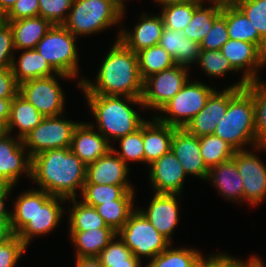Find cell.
<instances>
[{
  "label": "cell",
  "instance_id": "obj_45",
  "mask_svg": "<svg viewBox=\"0 0 266 267\" xmlns=\"http://www.w3.org/2000/svg\"><path fill=\"white\" fill-rule=\"evenodd\" d=\"M132 256L133 253L130 249L118 235H115L109 244L100 252L98 258L101 264H119L127 263V260Z\"/></svg>",
  "mask_w": 266,
  "mask_h": 267
},
{
  "label": "cell",
  "instance_id": "obj_12",
  "mask_svg": "<svg viewBox=\"0 0 266 267\" xmlns=\"http://www.w3.org/2000/svg\"><path fill=\"white\" fill-rule=\"evenodd\" d=\"M189 68L174 65L143 81L142 103L144 109L160 111L189 81Z\"/></svg>",
  "mask_w": 266,
  "mask_h": 267
},
{
  "label": "cell",
  "instance_id": "obj_21",
  "mask_svg": "<svg viewBox=\"0 0 266 267\" xmlns=\"http://www.w3.org/2000/svg\"><path fill=\"white\" fill-rule=\"evenodd\" d=\"M164 23L161 15H141L139 23L135 25L133 31H127L123 27L120 29L117 39H119L128 49L137 53L143 49L156 46L161 39Z\"/></svg>",
  "mask_w": 266,
  "mask_h": 267
},
{
  "label": "cell",
  "instance_id": "obj_4",
  "mask_svg": "<svg viewBox=\"0 0 266 267\" xmlns=\"http://www.w3.org/2000/svg\"><path fill=\"white\" fill-rule=\"evenodd\" d=\"M85 98L97 123V131L108 141L137 131L147 121L131 107L135 104L144 108L141 98L94 94H85Z\"/></svg>",
  "mask_w": 266,
  "mask_h": 267
},
{
  "label": "cell",
  "instance_id": "obj_55",
  "mask_svg": "<svg viewBox=\"0 0 266 267\" xmlns=\"http://www.w3.org/2000/svg\"><path fill=\"white\" fill-rule=\"evenodd\" d=\"M142 261L136 258L134 255L127 260V263L119 264H102L104 267H141Z\"/></svg>",
  "mask_w": 266,
  "mask_h": 267
},
{
  "label": "cell",
  "instance_id": "obj_16",
  "mask_svg": "<svg viewBox=\"0 0 266 267\" xmlns=\"http://www.w3.org/2000/svg\"><path fill=\"white\" fill-rule=\"evenodd\" d=\"M223 56L248 83L260 81L259 69L266 65V54L255 44L229 39L221 48Z\"/></svg>",
  "mask_w": 266,
  "mask_h": 267
},
{
  "label": "cell",
  "instance_id": "obj_27",
  "mask_svg": "<svg viewBox=\"0 0 266 267\" xmlns=\"http://www.w3.org/2000/svg\"><path fill=\"white\" fill-rule=\"evenodd\" d=\"M44 116L19 93L13 98L10 108V116L6 125V133L12 134L14 129L19 132L16 138L23 140L34 128H36Z\"/></svg>",
  "mask_w": 266,
  "mask_h": 267
},
{
  "label": "cell",
  "instance_id": "obj_1",
  "mask_svg": "<svg viewBox=\"0 0 266 267\" xmlns=\"http://www.w3.org/2000/svg\"><path fill=\"white\" fill-rule=\"evenodd\" d=\"M78 86L84 94L115 95L141 98L143 80L138 67L137 54L119 39L108 51L96 76V83L82 77Z\"/></svg>",
  "mask_w": 266,
  "mask_h": 267
},
{
  "label": "cell",
  "instance_id": "obj_30",
  "mask_svg": "<svg viewBox=\"0 0 266 267\" xmlns=\"http://www.w3.org/2000/svg\"><path fill=\"white\" fill-rule=\"evenodd\" d=\"M23 51L17 60L13 59L12 72L16 82L21 84L30 79L49 77L57 72L40 56L36 49L21 50Z\"/></svg>",
  "mask_w": 266,
  "mask_h": 267
},
{
  "label": "cell",
  "instance_id": "obj_34",
  "mask_svg": "<svg viewBox=\"0 0 266 267\" xmlns=\"http://www.w3.org/2000/svg\"><path fill=\"white\" fill-rule=\"evenodd\" d=\"M72 201V208H69V231H88L99 228H111L107 226L103 218L98 214L95 207L77 201L76 198H69Z\"/></svg>",
  "mask_w": 266,
  "mask_h": 267
},
{
  "label": "cell",
  "instance_id": "obj_49",
  "mask_svg": "<svg viewBox=\"0 0 266 267\" xmlns=\"http://www.w3.org/2000/svg\"><path fill=\"white\" fill-rule=\"evenodd\" d=\"M39 16V0H17L3 20H20Z\"/></svg>",
  "mask_w": 266,
  "mask_h": 267
},
{
  "label": "cell",
  "instance_id": "obj_22",
  "mask_svg": "<svg viewBox=\"0 0 266 267\" xmlns=\"http://www.w3.org/2000/svg\"><path fill=\"white\" fill-rule=\"evenodd\" d=\"M129 167L111 149L106 155L87 165L85 183L97 185H131Z\"/></svg>",
  "mask_w": 266,
  "mask_h": 267
},
{
  "label": "cell",
  "instance_id": "obj_58",
  "mask_svg": "<svg viewBox=\"0 0 266 267\" xmlns=\"http://www.w3.org/2000/svg\"><path fill=\"white\" fill-rule=\"evenodd\" d=\"M202 2L205 3V1L207 2H218V3H221V4H231V3H234L236 0H200Z\"/></svg>",
  "mask_w": 266,
  "mask_h": 267
},
{
  "label": "cell",
  "instance_id": "obj_50",
  "mask_svg": "<svg viewBox=\"0 0 266 267\" xmlns=\"http://www.w3.org/2000/svg\"><path fill=\"white\" fill-rule=\"evenodd\" d=\"M19 93V84L16 82L12 68L0 69V98L13 99Z\"/></svg>",
  "mask_w": 266,
  "mask_h": 267
},
{
  "label": "cell",
  "instance_id": "obj_20",
  "mask_svg": "<svg viewBox=\"0 0 266 267\" xmlns=\"http://www.w3.org/2000/svg\"><path fill=\"white\" fill-rule=\"evenodd\" d=\"M95 127L92 122L91 124L79 122L72 135L70 150L86 166L112 149L111 141H108Z\"/></svg>",
  "mask_w": 266,
  "mask_h": 267
},
{
  "label": "cell",
  "instance_id": "obj_10",
  "mask_svg": "<svg viewBox=\"0 0 266 267\" xmlns=\"http://www.w3.org/2000/svg\"><path fill=\"white\" fill-rule=\"evenodd\" d=\"M63 118L62 115L43 117L40 124L23 138L22 143L31 158L46 150L70 148L73 131L79 122Z\"/></svg>",
  "mask_w": 266,
  "mask_h": 267
},
{
  "label": "cell",
  "instance_id": "obj_40",
  "mask_svg": "<svg viewBox=\"0 0 266 267\" xmlns=\"http://www.w3.org/2000/svg\"><path fill=\"white\" fill-rule=\"evenodd\" d=\"M117 141L120 144L121 150L117 151L113 147L114 145H112V150L125 164H127V161L145 163L143 125L137 131L121 137Z\"/></svg>",
  "mask_w": 266,
  "mask_h": 267
},
{
  "label": "cell",
  "instance_id": "obj_31",
  "mask_svg": "<svg viewBox=\"0 0 266 267\" xmlns=\"http://www.w3.org/2000/svg\"><path fill=\"white\" fill-rule=\"evenodd\" d=\"M133 185H97L92 183H84L81 193L85 204L90 206L101 205L112 200H134Z\"/></svg>",
  "mask_w": 266,
  "mask_h": 267
},
{
  "label": "cell",
  "instance_id": "obj_9",
  "mask_svg": "<svg viewBox=\"0 0 266 267\" xmlns=\"http://www.w3.org/2000/svg\"><path fill=\"white\" fill-rule=\"evenodd\" d=\"M117 235L139 260L142 256L151 260L171 244L138 209L130 214Z\"/></svg>",
  "mask_w": 266,
  "mask_h": 267
},
{
  "label": "cell",
  "instance_id": "obj_25",
  "mask_svg": "<svg viewBox=\"0 0 266 267\" xmlns=\"http://www.w3.org/2000/svg\"><path fill=\"white\" fill-rule=\"evenodd\" d=\"M170 54L176 65L190 68V65L197 62L200 55V45L192 41L182 33L164 27L161 39L158 43Z\"/></svg>",
  "mask_w": 266,
  "mask_h": 267
},
{
  "label": "cell",
  "instance_id": "obj_42",
  "mask_svg": "<svg viewBox=\"0 0 266 267\" xmlns=\"http://www.w3.org/2000/svg\"><path fill=\"white\" fill-rule=\"evenodd\" d=\"M234 4L247 16L266 41V0H236Z\"/></svg>",
  "mask_w": 266,
  "mask_h": 267
},
{
  "label": "cell",
  "instance_id": "obj_36",
  "mask_svg": "<svg viewBox=\"0 0 266 267\" xmlns=\"http://www.w3.org/2000/svg\"><path fill=\"white\" fill-rule=\"evenodd\" d=\"M200 153L208 169L230 160L235 149L220 137L210 134L199 137Z\"/></svg>",
  "mask_w": 266,
  "mask_h": 267
},
{
  "label": "cell",
  "instance_id": "obj_7",
  "mask_svg": "<svg viewBox=\"0 0 266 267\" xmlns=\"http://www.w3.org/2000/svg\"><path fill=\"white\" fill-rule=\"evenodd\" d=\"M76 39L64 25H53L35 49L57 73L74 79L79 76Z\"/></svg>",
  "mask_w": 266,
  "mask_h": 267
},
{
  "label": "cell",
  "instance_id": "obj_46",
  "mask_svg": "<svg viewBox=\"0 0 266 267\" xmlns=\"http://www.w3.org/2000/svg\"><path fill=\"white\" fill-rule=\"evenodd\" d=\"M27 246L15 234L0 244V267H16Z\"/></svg>",
  "mask_w": 266,
  "mask_h": 267
},
{
  "label": "cell",
  "instance_id": "obj_39",
  "mask_svg": "<svg viewBox=\"0 0 266 267\" xmlns=\"http://www.w3.org/2000/svg\"><path fill=\"white\" fill-rule=\"evenodd\" d=\"M245 88L253 96L257 144L266 146V88L261 80L250 82Z\"/></svg>",
  "mask_w": 266,
  "mask_h": 267
},
{
  "label": "cell",
  "instance_id": "obj_47",
  "mask_svg": "<svg viewBox=\"0 0 266 267\" xmlns=\"http://www.w3.org/2000/svg\"><path fill=\"white\" fill-rule=\"evenodd\" d=\"M249 260L244 262L243 260L234 258L224 252L219 254H212L209 257H205L198 267H258L260 265V259L254 255L248 258Z\"/></svg>",
  "mask_w": 266,
  "mask_h": 267
},
{
  "label": "cell",
  "instance_id": "obj_51",
  "mask_svg": "<svg viewBox=\"0 0 266 267\" xmlns=\"http://www.w3.org/2000/svg\"><path fill=\"white\" fill-rule=\"evenodd\" d=\"M14 187V185H0V221L6 222L9 225L12 221V212L5 208V199L9 197Z\"/></svg>",
  "mask_w": 266,
  "mask_h": 267
},
{
  "label": "cell",
  "instance_id": "obj_48",
  "mask_svg": "<svg viewBox=\"0 0 266 267\" xmlns=\"http://www.w3.org/2000/svg\"><path fill=\"white\" fill-rule=\"evenodd\" d=\"M13 31L10 24L3 19L0 21V69L11 68L15 57Z\"/></svg>",
  "mask_w": 266,
  "mask_h": 267
},
{
  "label": "cell",
  "instance_id": "obj_32",
  "mask_svg": "<svg viewBox=\"0 0 266 267\" xmlns=\"http://www.w3.org/2000/svg\"><path fill=\"white\" fill-rule=\"evenodd\" d=\"M202 3L193 14L191 21L182 30L185 37H188L198 44L211 29L214 21L221 15L222 4L211 2L212 6L204 7Z\"/></svg>",
  "mask_w": 266,
  "mask_h": 267
},
{
  "label": "cell",
  "instance_id": "obj_59",
  "mask_svg": "<svg viewBox=\"0 0 266 267\" xmlns=\"http://www.w3.org/2000/svg\"><path fill=\"white\" fill-rule=\"evenodd\" d=\"M4 134H6V129H5L2 125H0V138H1Z\"/></svg>",
  "mask_w": 266,
  "mask_h": 267
},
{
  "label": "cell",
  "instance_id": "obj_44",
  "mask_svg": "<svg viewBox=\"0 0 266 267\" xmlns=\"http://www.w3.org/2000/svg\"><path fill=\"white\" fill-rule=\"evenodd\" d=\"M73 0H39V16L53 25H63L69 15Z\"/></svg>",
  "mask_w": 266,
  "mask_h": 267
},
{
  "label": "cell",
  "instance_id": "obj_15",
  "mask_svg": "<svg viewBox=\"0 0 266 267\" xmlns=\"http://www.w3.org/2000/svg\"><path fill=\"white\" fill-rule=\"evenodd\" d=\"M31 165L32 158L22 140L4 134L0 138V185L15 186L22 174L31 178Z\"/></svg>",
  "mask_w": 266,
  "mask_h": 267
},
{
  "label": "cell",
  "instance_id": "obj_19",
  "mask_svg": "<svg viewBox=\"0 0 266 267\" xmlns=\"http://www.w3.org/2000/svg\"><path fill=\"white\" fill-rule=\"evenodd\" d=\"M149 207L138 210L170 242L179 222L178 197L180 194L154 193Z\"/></svg>",
  "mask_w": 266,
  "mask_h": 267
},
{
  "label": "cell",
  "instance_id": "obj_8",
  "mask_svg": "<svg viewBox=\"0 0 266 267\" xmlns=\"http://www.w3.org/2000/svg\"><path fill=\"white\" fill-rule=\"evenodd\" d=\"M216 88L203 84L200 81L190 80L182 89L170 99L160 110L167 114L154 116L159 122L175 128H185L186 125L205 106L208 97Z\"/></svg>",
  "mask_w": 266,
  "mask_h": 267
},
{
  "label": "cell",
  "instance_id": "obj_41",
  "mask_svg": "<svg viewBox=\"0 0 266 267\" xmlns=\"http://www.w3.org/2000/svg\"><path fill=\"white\" fill-rule=\"evenodd\" d=\"M197 62L207 75L213 77H221L230 71H236L221 50H201Z\"/></svg>",
  "mask_w": 266,
  "mask_h": 267
},
{
  "label": "cell",
  "instance_id": "obj_26",
  "mask_svg": "<svg viewBox=\"0 0 266 267\" xmlns=\"http://www.w3.org/2000/svg\"><path fill=\"white\" fill-rule=\"evenodd\" d=\"M13 31L15 51L35 49L53 24L43 17L24 18L20 20H4Z\"/></svg>",
  "mask_w": 266,
  "mask_h": 267
},
{
  "label": "cell",
  "instance_id": "obj_52",
  "mask_svg": "<svg viewBox=\"0 0 266 267\" xmlns=\"http://www.w3.org/2000/svg\"><path fill=\"white\" fill-rule=\"evenodd\" d=\"M13 99L0 98V125L6 129V125L10 116L11 102Z\"/></svg>",
  "mask_w": 266,
  "mask_h": 267
},
{
  "label": "cell",
  "instance_id": "obj_5",
  "mask_svg": "<svg viewBox=\"0 0 266 267\" xmlns=\"http://www.w3.org/2000/svg\"><path fill=\"white\" fill-rule=\"evenodd\" d=\"M214 135L235 150H245L246 145H252L255 152L266 150V146L257 144L253 96L245 87L230 99L226 114L219 121Z\"/></svg>",
  "mask_w": 266,
  "mask_h": 267
},
{
  "label": "cell",
  "instance_id": "obj_23",
  "mask_svg": "<svg viewBox=\"0 0 266 267\" xmlns=\"http://www.w3.org/2000/svg\"><path fill=\"white\" fill-rule=\"evenodd\" d=\"M175 129V127L159 122L155 117L143 124V145L147 165L171 150Z\"/></svg>",
  "mask_w": 266,
  "mask_h": 267
},
{
  "label": "cell",
  "instance_id": "obj_54",
  "mask_svg": "<svg viewBox=\"0 0 266 267\" xmlns=\"http://www.w3.org/2000/svg\"><path fill=\"white\" fill-rule=\"evenodd\" d=\"M12 235L11 226L6 222L0 221V244L6 242Z\"/></svg>",
  "mask_w": 266,
  "mask_h": 267
},
{
  "label": "cell",
  "instance_id": "obj_24",
  "mask_svg": "<svg viewBox=\"0 0 266 267\" xmlns=\"http://www.w3.org/2000/svg\"><path fill=\"white\" fill-rule=\"evenodd\" d=\"M207 180L225 199L243 202V182L233 158L209 169Z\"/></svg>",
  "mask_w": 266,
  "mask_h": 267
},
{
  "label": "cell",
  "instance_id": "obj_29",
  "mask_svg": "<svg viewBox=\"0 0 266 267\" xmlns=\"http://www.w3.org/2000/svg\"><path fill=\"white\" fill-rule=\"evenodd\" d=\"M76 257H98L100 252L117 235L112 228H99L88 231H69Z\"/></svg>",
  "mask_w": 266,
  "mask_h": 267
},
{
  "label": "cell",
  "instance_id": "obj_6",
  "mask_svg": "<svg viewBox=\"0 0 266 267\" xmlns=\"http://www.w3.org/2000/svg\"><path fill=\"white\" fill-rule=\"evenodd\" d=\"M124 0H73L63 24L74 36L91 35L121 23Z\"/></svg>",
  "mask_w": 266,
  "mask_h": 267
},
{
  "label": "cell",
  "instance_id": "obj_3",
  "mask_svg": "<svg viewBox=\"0 0 266 267\" xmlns=\"http://www.w3.org/2000/svg\"><path fill=\"white\" fill-rule=\"evenodd\" d=\"M67 201L40 189L24 191L14 202L10 224L12 233L26 246L34 236L49 234L57 228L63 213H66L61 205Z\"/></svg>",
  "mask_w": 266,
  "mask_h": 267
},
{
  "label": "cell",
  "instance_id": "obj_57",
  "mask_svg": "<svg viewBox=\"0 0 266 267\" xmlns=\"http://www.w3.org/2000/svg\"><path fill=\"white\" fill-rule=\"evenodd\" d=\"M154 1L163 7L166 5L183 3V2L190 1V0H154Z\"/></svg>",
  "mask_w": 266,
  "mask_h": 267
},
{
  "label": "cell",
  "instance_id": "obj_17",
  "mask_svg": "<svg viewBox=\"0 0 266 267\" xmlns=\"http://www.w3.org/2000/svg\"><path fill=\"white\" fill-rule=\"evenodd\" d=\"M149 167V179L154 193L181 195L186 173L171 150L153 161Z\"/></svg>",
  "mask_w": 266,
  "mask_h": 267
},
{
  "label": "cell",
  "instance_id": "obj_2",
  "mask_svg": "<svg viewBox=\"0 0 266 267\" xmlns=\"http://www.w3.org/2000/svg\"><path fill=\"white\" fill-rule=\"evenodd\" d=\"M87 166L70 148L50 149L32 157L31 180L37 189L66 199L82 193Z\"/></svg>",
  "mask_w": 266,
  "mask_h": 267
},
{
  "label": "cell",
  "instance_id": "obj_53",
  "mask_svg": "<svg viewBox=\"0 0 266 267\" xmlns=\"http://www.w3.org/2000/svg\"><path fill=\"white\" fill-rule=\"evenodd\" d=\"M75 267H104L98 257H78Z\"/></svg>",
  "mask_w": 266,
  "mask_h": 267
},
{
  "label": "cell",
  "instance_id": "obj_56",
  "mask_svg": "<svg viewBox=\"0 0 266 267\" xmlns=\"http://www.w3.org/2000/svg\"><path fill=\"white\" fill-rule=\"evenodd\" d=\"M17 0H0V15L3 17Z\"/></svg>",
  "mask_w": 266,
  "mask_h": 267
},
{
  "label": "cell",
  "instance_id": "obj_11",
  "mask_svg": "<svg viewBox=\"0 0 266 267\" xmlns=\"http://www.w3.org/2000/svg\"><path fill=\"white\" fill-rule=\"evenodd\" d=\"M70 80L72 77L57 73L53 76L30 79L19 84V94L29 101L44 117L63 115L65 96L58 77Z\"/></svg>",
  "mask_w": 266,
  "mask_h": 267
},
{
  "label": "cell",
  "instance_id": "obj_43",
  "mask_svg": "<svg viewBox=\"0 0 266 267\" xmlns=\"http://www.w3.org/2000/svg\"><path fill=\"white\" fill-rule=\"evenodd\" d=\"M229 40L226 26V4H222L221 15L214 21L211 29L201 41V50H221L222 46Z\"/></svg>",
  "mask_w": 266,
  "mask_h": 267
},
{
  "label": "cell",
  "instance_id": "obj_33",
  "mask_svg": "<svg viewBox=\"0 0 266 267\" xmlns=\"http://www.w3.org/2000/svg\"><path fill=\"white\" fill-rule=\"evenodd\" d=\"M155 256L145 267H198L204 259L203 254L194 248H171Z\"/></svg>",
  "mask_w": 266,
  "mask_h": 267
},
{
  "label": "cell",
  "instance_id": "obj_60",
  "mask_svg": "<svg viewBox=\"0 0 266 267\" xmlns=\"http://www.w3.org/2000/svg\"><path fill=\"white\" fill-rule=\"evenodd\" d=\"M259 259H260V265L258 267H265L263 261L261 260V258H259Z\"/></svg>",
  "mask_w": 266,
  "mask_h": 267
},
{
  "label": "cell",
  "instance_id": "obj_37",
  "mask_svg": "<svg viewBox=\"0 0 266 267\" xmlns=\"http://www.w3.org/2000/svg\"><path fill=\"white\" fill-rule=\"evenodd\" d=\"M204 2L200 0H190L183 3L170 4L161 7L164 27L175 31H182L191 21L194 11Z\"/></svg>",
  "mask_w": 266,
  "mask_h": 267
},
{
  "label": "cell",
  "instance_id": "obj_28",
  "mask_svg": "<svg viewBox=\"0 0 266 267\" xmlns=\"http://www.w3.org/2000/svg\"><path fill=\"white\" fill-rule=\"evenodd\" d=\"M226 26L229 39L255 44L266 54V41L234 3L226 4Z\"/></svg>",
  "mask_w": 266,
  "mask_h": 267
},
{
  "label": "cell",
  "instance_id": "obj_18",
  "mask_svg": "<svg viewBox=\"0 0 266 267\" xmlns=\"http://www.w3.org/2000/svg\"><path fill=\"white\" fill-rule=\"evenodd\" d=\"M171 151L181 163L186 175L207 180L209 169L200 153L199 137L185 128H176L171 143Z\"/></svg>",
  "mask_w": 266,
  "mask_h": 267
},
{
  "label": "cell",
  "instance_id": "obj_13",
  "mask_svg": "<svg viewBox=\"0 0 266 267\" xmlns=\"http://www.w3.org/2000/svg\"><path fill=\"white\" fill-rule=\"evenodd\" d=\"M248 82L241 78L239 82L230 87L210 94L205 106L192 118L185 129L197 137L214 134L219 121L225 116L230 99Z\"/></svg>",
  "mask_w": 266,
  "mask_h": 267
},
{
  "label": "cell",
  "instance_id": "obj_35",
  "mask_svg": "<svg viewBox=\"0 0 266 267\" xmlns=\"http://www.w3.org/2000/svg\"><path fill=\"white\" fill-rule=\"evenodd\" d=\"M136 54L140 75L143 81L153 74L176 65L170 54L159 45L143 49Z\"/></svg>",
  "mask_w": 266,
  "mask_h": 267
},
{
  "label": "cell",
  "instance_id": "obj_38",
  "mask_svg": "<svg viewBox=\"0 0 266 267\" xmlns=\"http://www.w3.org/2000/svg\"><path fill=\"white\" fill-rule=\"evenodd\" d=\"M134 200H112L95 206L98 214L107 226L118 232L128 221L130 214L135 210Z\"/></svg>",
  "mask_w": 266,
  "mask_h": 267
},
{
  "label": "cell",
  "instance_id": "obj_14",
  "mask_svg": "<svg viewBox=\"0 0 266 267\" xmlns=\"http://www.w3.org/2000/svg\"><path fill=\"white\" fill-rule=\"evenodd\" d=\"M235 160L243 182V202L255 206L266 198V165L248 150H235Z\"/></svg>",
  "mask_w": 266,
  "mask_h": 267
}]
</instances>
